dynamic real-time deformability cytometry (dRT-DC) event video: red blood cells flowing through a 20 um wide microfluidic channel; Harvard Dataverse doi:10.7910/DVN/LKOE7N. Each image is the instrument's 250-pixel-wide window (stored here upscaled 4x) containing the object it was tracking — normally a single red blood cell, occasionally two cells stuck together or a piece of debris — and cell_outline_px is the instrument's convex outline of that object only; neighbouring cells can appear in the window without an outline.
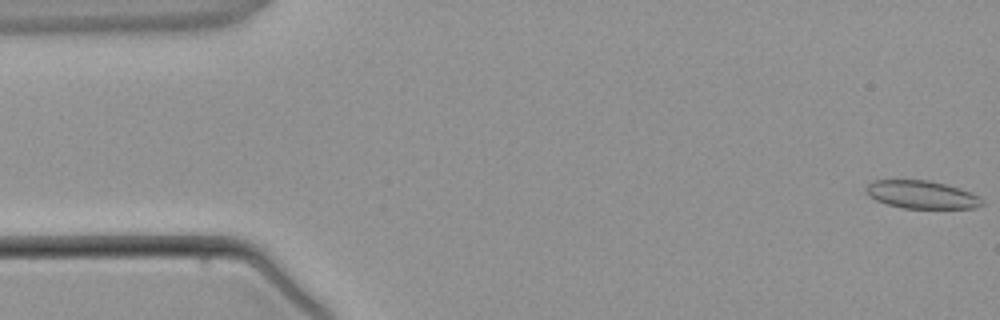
{"species": "common noctule bat (a hibernating species)", "species_latin": "Nyctalus noctula", "temperature_condition": "warm", "stored_images_in_passage": 4, "camera_frame_rate_fps": 3000, "um_per_image_px": 0.085, "animal": {"sex": "male", "body_mass_g": 21.5, "forearm_length_mm": 52.0}, "frame": {"image": 1, "passage_image": 1, "time_ms": 0.0, "image_size_px": [1000, 320], "cell_outline_px": [[984, 204], [976, 208], [904, 208], [888, 204], [876, 200], [868, 196], [864, 192], [864, 188], [872, 180], [928, 180], [960, 188], [972, 192], [980, 196], [984, 200]], "centroid_in_image_um": [78.35, 16.54], "position_along_channel_um": 6.7, "area_um2": 19.07}}